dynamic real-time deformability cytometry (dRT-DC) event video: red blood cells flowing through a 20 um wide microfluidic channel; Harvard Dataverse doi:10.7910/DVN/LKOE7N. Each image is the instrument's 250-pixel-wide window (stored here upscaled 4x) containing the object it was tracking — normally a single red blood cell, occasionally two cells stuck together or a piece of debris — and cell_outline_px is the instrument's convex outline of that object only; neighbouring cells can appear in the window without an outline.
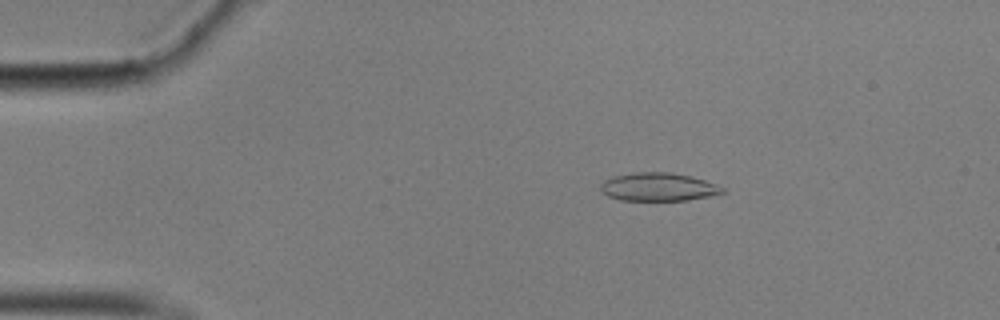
{"species": "common noctule bat (a hibernating species)", "species_latin": "Nyctalus noctula", "temperature_condition": "cold", "stored_images_in_passage": 56, "camera_frame_rate_fps": 3000, "um_per_image_px": 0.085, "animal": {"sex": "male", "body_mass_g": 17.9}, "frame": {"image": 1, "passage_image": 9, "time_ms": 2.667, "image_size_px": [1000, 320], "cell_outline_px": [[724, 192], [708, 196], [688, 200], [620, 200], [608, 196], [600, 188], [600, 184], [604, 180], [612, 176], [636, 172], [668, 172], [688, 176], [704, 180], [716, 184], [724, 188]], "centroid_in_image_um": [55.92, 15.88], "position_along_channel_um": 29.1, "area_um2": 19.83}}
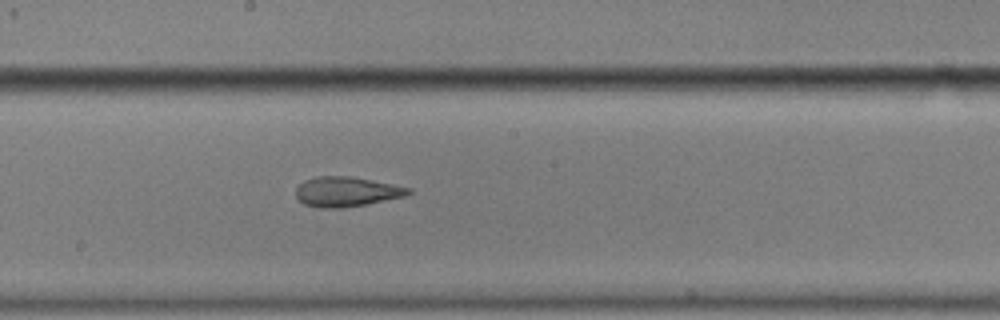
{"frame": {"image": 2, "passage_image": 30, "time_ms": 9.667, "image_size_px": [1000, 320], "cell_outline_px": [[412, 192], [404, 196], [344, 208], [320, 208], [304, 204], [296, 196], [296, 188], [304, 180], [320, 176], [348, 176], [412, 188]], "centroid_in_image_um": [29.42, 16.3], "position_along_channel_um": 218.8, "area_um2": 19.25}}
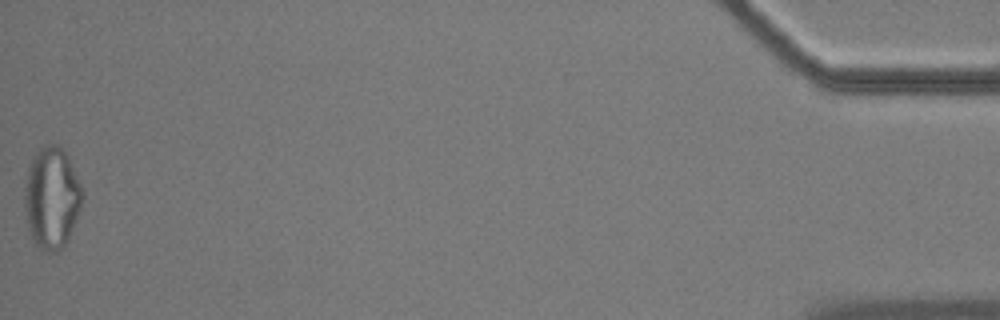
{"frame": {"image": 3, "passage_image": 56, "time_ms": 18.333, "image_size_px": [1000, 320], "cell_outline_px": [[84, 196], [76, 220], [68, 240], [56, 252], [44, 252], [32, 240], [28, 228], [24, 204], [24, 188], [28, 168], [36, 152], [44, 144], [56, 144], [68, 156], [84, 192]], "centroid_in_image_um": [4.39, 16.83], "position_along_channel_um": 430.8, "area_um2": 34.28}, "authors_computed_cell_mechanics": {"area_um2": 20.6924, "velocity_mm_per_s": 3.5165, "shape_relaxation_time_tau1_ms": null, "shape_relaxation_time_tau2_ms": 1.9259, "deformation_change_tau1": null, "deformation_change_tau2": 0.105}}